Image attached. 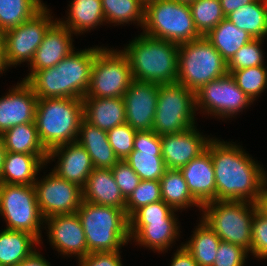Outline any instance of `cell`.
I'll list each match as a JSON object with an SVG mask.
<instances>
[{
    "instance_id": "1",
    "label": "cell",
    "mask_w": 267,
    "mask_h": 266,
    "mask_svg": "<svg viewBox=\"0 0 267 266\" xmlns=\"http://www.w3.org/2000/svg\"><path fill=\"white\" fill-rule=\"evenodd\" d=\"M235 143L212 137L207 146L214 166L216 200L258 203L267 171Z\"/></svg>"
},
{
    "instance_id": "2",
    "label": "cell",
    "mask_w": 267,
    "mask_h": 266,
    "mask_svg": "<svg viewBox=\"0 0 267 266\" xmlns=\"http://www.w3.org/2000/svg\"><path fill=\"white\" fill-rule=\"evenodd\" d=\"M102 46L75 49L56 66L33 73L25 82L38 99H83L90 85L91 69L95 55Z\"/></svg>"
},
{
    "instance_id": "3",
    "label": "cell",
    "mask_w": 267,
    "mask_h": 266,
    "mask_svg": "<svg viewBox=\"0 0 267 266\" xmlns=\"http://www.w3.org/2000/svg\"><path fill=\"white\" fill-rule=\"evenodd\" d=\"M137 36L121 50L129 60L133 79L156 84L177 82L179 45L142 32Z\"/></svg>"
},
{
    "instance_id": "4",
    "label": "cell",
    "mask_w": 267,
    "mask_h": 266,
    "mask_svg": "<svg viewBox=\"0 0 267 266\" xmlns=\"http://www.w3.org/2000/svg\"><path fill=\"white\" fill-rule=\"evenodd\" d=\"M83 118L80 98L38 99L35 124L45 150L49 152L57 146L75 142Z\"/></svg>"
},
{
    "instance_id": "5",
    "label": "cell",
    "mask_w": 267,
    "mask_h": 266,
    "mask_svg": "<svg viewBox=\"0 0 267 266\" xmlns=\"http://www.w3.org/2000/svg\"><path fill=\"white\" fill-rule=\"evenodd\" d=\"M76 213L83 226L88 253L118 251L132 244L129 217L122 209L82 201Z\"/></svg>"
},
{
    "instance_id": "6",
    "label": "cell",
    "mask_w": 267,
    "mask_h": 266,
    "mask_svg": "<svg viewBox=\"0 0 267 266\" xmlns=\"http://www.w3.org/2000/svg\"><path fill=\"white\" fill-rule=\"evenodd\" d=\"M227 73V61L205 36L179 44L177 82L187 89L195 93Z\"/></svg>"
},
{
    "instance_id": "7",
    "label": "cell",
    "mask_w": 267,
    "mask_h": 266,
    "mask_svg": "<svg viewBox=\"0 0 267 266\" xmlns=\"http://www.w3.org/2000/svg\"><path fill=\"white\" fill-rule=\"evenodd\" d=\"M258 209L254 202L215 200L202 206L201 219L222 241L251 253L252 220Z\"/></svg>"
},
{
    "instance_id": "8",
    "label": "cell",
    "mask_w": 267,
    "mask_h": 266,
    "mask_svg": "<svg viewBox=\"0 0 267 266\" xmlns=\"http://www.w3.org/2000/svg\"><path fill=\"white\" fill-rule=\"evenodd\" d=\"M145 35L182 44L200 38L189 4L175 0H156L145 7Z\"/></svg>"
},
{
    "instance_id": "9",
    "label": "cell",
    "mask_w": 267,
    "mask_h": 266,
    "mask_svg": "<svg viewBox=\"0 0 267 266\" xmlns=\"http://www.w3.org/2000/svg\"><path fill=\"white\" fill-rule=\"evenodd\" d=\"M195 93L178 82L159 84L152 130L158 135L180 133L195 126Z\"/></svg>"
},
{
    "instance_id": "10",
    "label": "cell",
    "mask_w": 267,
    "mask_h": 266,
    "mask_svg": "<svg viewBox=\"0 0 267 266\" xmlns=\"http://www.w3.org/2000/svg\"><path fill=\"white\" fill-rule=\"evenodd\" d=\"M0 216L6 222V229L30 233L43 243L44 218L34 185L0 184Z\"/></svg>"
},
{
    "instance_id": "11",
    "label": "cell",
    "mask_w": 267,
    "mask_h": 266,
    "mask_svg": "<svg viewBox=\"0 0 267 266\" xmlns=\"http://www.w3.org/2000/svg\"><path fill=\"white\" fill-rule=\"evenodd\" d=\"M132 80L127 57L117 48L103 46L95 55L85 97L123 98Z\"/></svg>"
},
{
    "instance_id": "12",
    "label": "cell",
    "mask_w": 267,
    "mask_h": 266,
    "mask_svg": "<svg viewBox=\"0 0 267 266\" xmlns=\"http://www.w3.org/2000/svg\"><path fill=\"white\" fill-rule=\"evenodd\" d=\"M51 13L45 5L32 18L1 35L4 41L5 61L9 68H16L24 62L30 65L45 33L58 19H54Z\"/></svg>"
},
{
    "instance_id": "13",
    "label": "cell",
    "mask_w": 267,
    "mask_h": 266,
    "mask_svg": "<svg viewBox=\"0 0 267 266\" xmlns=\"http://www.w3.org/2000/svg\"><path fill=\"white\" fill-rule=\"evenodd\" d=\"M196 110L217 119L232 118L254 104L230 73L208 82L195 92ZM222 117V118H221Z\"/></svg>"
},
{
    "instance_id": "14",
    "label": "cell",
    "mask_w": 267,
    "mask_h": 266,
    "mask_svg": "<svg viewBox=\"0 0 267 266\" xmlns=\"http://www.w3.org/2000/svg\"><path fill=\"white\" fill-rule=\"evenodd\" d=\"M34 187L44 219L53 215L75 214L83 201L82 188L62 179L52 169L42 179L37 178Z\"/></svg>"
},
{
    "instance_id": "15",
    "label": "cell",
    "mask_w": 267,
    "mask_h": 266,
    "mask_svg": "<svg viewBox=\"0 0 267 266\" xmlns=\"http://www.w3.org/2000/svg\"><path fill=\"white\" fill-rule=\"evenodd\" d=\"M44 225L50 245L59 255L74 256L78 260L89 254L83 226L77 213L50 216L44 219Z\"/></svg>"
},
{
    "instance_id": "16",
    "label": "cell",
    "mask_w": 267,
    "mask_h": 266,
    "mask_svg": "<svg viewBox=\"0 0 267 266\" xmlns=\"http://www.w3.org/2000/svg\"><path fill=\"white\" fill-rule=\"evenodd\" d=\"M159 84L132 80L123 95L126 111V123L136 131H149L157 107Z\"/></svg>"
},
{
    "instance_id": "17",
    "label": "cell",
    "mask_w": 267,
    "mask_h": 266,
    "mask_svg": "<svg viewBox=\"0 0 267 266\" xmlns=\"http://www.w3.org/2000/svg\"><path fill=\"white\" fill-rule=\"evenodd\" d=\"M125 161L141 180L160 181L167 169L162 157L161 135L153 130L137 131L133 151Z\"/></svg>"
},
{
    "instance_id": "18",
    "label": "cell",
    "mask_w": 267,
    "mask_h": 266,
    "mask_svg": "<svg viewBox=\"0 0 267 266\" xmlns=\"http://www.w3.org/2000/svg\"><path fill=\"white\" fill-rule=\"evenodd\" d=\"M202 133V134H201ZM212 138L199 132L197 126L180 133L161 135L162 157L166 168L180 169L206 151Z\"/></svg>"
},
{
    "instance_id": "19",
    "label": "cell",
    "mask_w": 267,
    "mask_h": 266,
    "mask_svg": "<svg viewBox=\"0 0 267 266\" xmlns=\"http://www.w3.org/2000/svg\"><path fill=\"white\" fill-rule=\"evenodd\" d=\"M38 97L23 80L0 98V135L14 126L35 122Z\"/></svg>"
},
{
    "instance_id": "20",
    "label": "cell",
    "mask_w": 267,
    "mask_h": 266,
    "mask_svg": "<svg viewBox=\"0 0 267 266\" xmlns=\"http://www.w3.org/2000/svg\"><path fill=\"white\" fill-rule=\"evenodd\" d=\"M73 33L56 20L47 30L42 43L37 48L29 68V73L22 80L26 81L33 73L56 66L62 59L74 51Z\"/></svg>"
},
{
    "instance_id": "21",
    "label": "cell",
    "mask_w": 267,
    "mask_h": 266,
    "mask_svg": "<svg viewBox=\"0 0 267 266\" xmlns=\"http://www.w3.org/2000/svg\"><path fill=\"white\" fill-rule=\"evenodd\" d=\"M53 172L81 188L85 185L94 166L85 148L77 141L57 146L48 152L47 164L57 159Z\"/></svg>"
},
{
    "instance_id": "22",
    "label": "cell",
    "mask_w": 267,
    "mask_h": 266,
    "mask_svg": "<svg viewBox=\"0 0 267 266\" xmlns=\"http://www.w3.org/2000/svg\"><path fill=\"white\" fill-rule=\"evenodd\" d=\"M178 220H156L149 224H129L130 240L154 252H167L178 241L180 227Z\"/></svg>"
},
{
    "instance_id": "23",
    "label": "cell",
    "mask_w": 267,
    "mask_h": 266,
    "mask_svg": "<svg viewBox=\"0 0 267 266\" xmlns=\"http://www.w3.org/2000/svg\"><path fill=\"white\" fill-rule=\"evenodd\" d=\"M191 195L203 206L216 200V184L211 154L206 150L179 169Z\"/></svg>"
},
{
    "instance_id": "24",
    "label": "cell",
    "mask_w": 267,
    "mask_h": 266,
    "mask_svg": "<svg viewBox=\"0 0 267 266\" xmlns=\"http://www.w3.org/2000/svg\"><path fill=\"white\" fill-rule=\"evenodd\" d=\"M82 196L83 201L125 211L126 199L121 194L111 169L94 168L82 187Z\"/></svg>"
},
{
    "instance_id": "25",
    "label": "cell",
    "mask_w": 267,
    "mask_h": 266,
    "mask_svg": "<svg viewBox=\"0 0 267 266\" xmlns=\"http://www.w3.org/2000/svg\"><path fill=\"white\" fill-rule=\"evenodd\" d=\"M83 116L90 124L108 131L126 123L123 98L84 97Z\"/></svg>"
},
{
    "instance_id": "26",
    "label": "cell",
    "mask_w": 267,
    "mask_h": 266,
    "mask_svg": "<svg viewBox=\"0 0 267 266\" xmlns=\"http://www.w3.org/2000/svg\"><path fill=\"white\" fill-rule=\"evenodd\" d=\"M46 161L40 155L6 152L0 184L34 185Z\"/></svg>"
},
{
    "instance_id": "27",
    "label": "cell",
    "mask_w": 267,
    "mask_h": 266,
    "mask_svg": "<svg viewBox=\"0 0 267 266\" xmlns=\"http://www.w3.org/2000/svg\"><path fill=\"white\" fill-rule=\"evenodd\" d=\"M76 141L88 152L94 168L111 169L119 161L109 143L107 131L90 124L84 118L80 122Z\"/></svg>"
},
{
    "instance_id": "28",
    "label": "cell",
    "mask_w": 267,
    "mask_h": 266,
    "mask_svg": "<svg viewBox=\"0 0 267 266\" xmlns=\"http://www.w3.org/2000/svg\"><path fill=\"white\" fill-rule=\"evenodd\" d=\"M69 3L66 20H58L75 36L106 25L101 0H71Z\"/></svg>"
},
{
    "instance_id": "29",
    "label": "cell",
    "mask_w": 267,
    "mask_h": 266,
    "mask_svg": "<svg viewBox=\"0 0 267 266\" xmlns=\"http://www.w3.org/2000/svg\"><path fill=\"white\" fill-rule=\"evenodd\" d=\"M40 241L30 233L4 228L0 231V264L17 266L31 256Z\"/></svg>"
},
{
    "instance_id": "30",
    "label": "cell",
    "mask_w": 267,
    "mask_h": 266,
    "mask_svg": "<svg viewBox=\"0 0 267 266\" xmlns=\"http://www.w3.org/2000/svg\"><path fill=\"white\" fill-rule=\"evenodd\" d=\"M0 136L6 152L40 155L47 162L48 152L40 142L35 122L14 126Z\"/></svg>"
},
{
    "instance_id": "31",
    "label": "cell",
    "mask_w": 267,
    "mask_h": 266,
    "mask_svg": "<svg viewBox=\"0 0 267 266\" xmlns=\"http://www.w3.org/2000/svg\"><path fill=\"white\" fill-rule=\"evenodd\" d=\"M162 200L173 209L182 212L189 207H198L201 213L202 205L191 195L188 185L179 169H166L160 178Z\"/></svg>"
},
{
    "instance_id": "32",
    "label": "cell",
    "mask_w": 267,
    "mask_h": 266,
    "mask_svg": "<svg viewBox=\"0 0 267 266\" xmlns=\"http://www.w3.org/2000/svg\"><path fill=\"white\" fill-rule=\"evenodd\" d=\"M205 37L227 62L241 47L254 39L248 32L237 28L227 18H224Z\"/></svg>"
},
{
    "instance_id": "33",
    "label": "cell",
    "mask_w": 267,
    "mask_h": 266,
    "mask_svg": "<svg viewBox=\"0 0 267 266\" xmlns=\"http://www.w3.org/2000/svg\"><path fill=\"white\" fill-rule=\"evenodd\" d=\"M190 240L183 242V246L192 255L199 266H212L221 239L215 231L201 218L195 226Z\"/></svg>"
},
{
    "instance_id": "34",
    "label": "cell",
    "mask_w": 267,
    "mask_h": 266,
    "mask_svg": "<svg viewBox=\"0 0 267 266\" xmlns=\"http://www.w3.org/2000/svg\"><path fill=\"white\" fill-rule=\"evenodd\" d=\"M237 28L248 32L254 39L267 37V0H255L227 15Z\"/></svg>"
},
{
    "instance_id": "35",
    "label": "cell",
    "mask_w": 267,
    "mask_h": 266,
    "mask_svg": "<svg viewBox=\"0 0 267 266\" xmlns=\"http://www.w3.org/2000/svg\"><path fill=\"white\" fill-rule=\"evenodd\" d=\"M106 24L144 26L145 7L138 0H101Z\"/></svg>"
},
{
    "instance_id": "36",
    "label": "cell",
    "mask_w": 267,
    "mask_h": 266,
    "mask_svg": "<svg viewBox=\"0 0 267 266\" xmlns=\"http://www.w3.org/2000/svg\"><path fill=\"white\" fill-rule=\"evenodd\" d=\"M44 6L42 0H0V35L29 20Z\"/></svg>"
},
{
    "instance_id": "37",
    "label": "cell",
    "mask_w": 267,
    "mask_h": 266,
    "mask_svg": "<svg viewBox=\"0 0 267 266\" xmlns=\"http://www.w3.org/2000/svg\"><path fill=\"white\" fill-rule=\"evenodd\" d=\"M196 30L208 34L224 18L220 0H195L189 4Z\"/></svg>"
},
{
    "instance_id": "38",
    "label": "cell",
    "mask_w": 267,
    "mask_h": 266,
    "mask_svg": "<svg viewBox=\"0 0 267 266\" xmlns=\"http://www.w3.org/2000/svg\"><path fill=\"white\" fill-rule=\"evenodd\" d=\"M237 86L254 102L267 89V66L260 65L236 71H228ZM257 98V99H256Z\"/></svg>"
},
{
    "instance_id": "39",
    "label": "cell",
    "mask_w": 267,
    "mask_h": 266,
    "mask_svg": "<svg viewBox=\"0 0 267 266\" xmlns=\"http://www.w3.org/2000/svg\"><path fill=\"white\" fill-rule=\"evenodd\" d=\"M161 184L158 180H141L126 199L125 212L130 217L140 207L161 201Z\"/></svg>"
},
{
    "instance_id": "40",
    "label": "cell",
    "mask_w": 267,
    "mask_h": 266,
    "mask_svg": "<svg viewBox=\"0 0 267 266\" xmlns=\"http://www.w3.org/2000/svg\"><path fill=\"white\" fill-rule=\"evenodd\" d=\"M262 42H264V39H253L241 47L227 62L228 71L264 65L265 55L262 49Z\"/></svg>"
},
{
    "instance_id": "41",
    "label": "cell",
    "mask_w": 267,
    "mask_h": 266,
    "mask_svg": "<svg viewBox=\"0 0 267 266\" xmlns=\"http://www.w3.org/2000/svg\"><path fill=\"white\" fill-rule=\"evenodd\" d=\"M176 211L161 200L140 207L129 217V224H149V221L156 220H177Z\"/></svg>"
},
{
    "instance_id": "42",
    "label": "cell",
    "mask_w": 267,
    "mask_h": 266,
    "mask_svg": "<svg viewBox=\"0 0 267 266\" xmlns=\"http://www.w3.org/2000/svg\"><path fill=\"white\" fill-rule=\"evenodd\" d=\"M136 132L137 131L127 123L113 127L111 130L107 131L109 143L119 160H125L133 151Z\"/></svg>"
},
{
    "instance_id": "43",
    "label": "cell",
    "mask_w": 267,
    "mask_h": 266,
    "mask_svg": "<svg viewBox=\"0 0 267 266\" xmlns=\"http://www.w3.org/2000/svg\"><path fill=\"white\" fill-rule=\"evenodd\" d=\"M251 254L257 260L267 254V216L259 209L252 220Z\"/></svg>"
},
{
    "instance_id": "44",
    "label": "cell",
    "mask_w": 267,
    "mask_h": 266,
    "mask_svg": "<svg viewBox=\"0 0 267 266\" xmlns=\"http://www.w3.org/2000/svg\"><path fill=\"white\" fill-rule=\"evenodd\" d=\"M248 255L243 247L221 240L212 266H244Z\"/></svg>"
},
{
    "instance_id": "45",
    "label": "cell",
    "mask_w": 267,
    "mask_h": 266,
    "mask_svg": "<svg viewBox=\"0 0 267 266\" xmlns=\"http://www.w3.org/2000/svg\"><path fill=\"white\" fill-rule=\"evenodd\" d=\"M111 170L121 194L127 199L139 185L140 177L125 160H119Z\"/></svg>"
},
{
    "instance_id": "46",
    "label": "cell",
    "mask_w": 267,
    "mask_h": 266,
    "mask_svg": "<svg viewBox=\"0 0 267 266\" xmlns=\"http://www.w3.org/2000/svg\"><path fill=\"white\" fill-rule=\"evenodd\" d=\"M122 251H105L89 253L78 259V266H123Z\"/></svg>"
},
{
    "instance_id": "47",
    "label": "cell",
    "mask_w": 267,
    "mask_h": 266,
    "mask_svg": "<svg viewBox=\"0 0 267 266\" xmlns=\"http://www.w3.org/2000/svg\"><path fill=\"white\" fill-rule=\"evenodd\" d=\"M173 254L170 266H199L192 255L183 246V242Z\"/></svg>"
},
{
    "instance_id": "48",
    "label": "cell",
    "mask_w": 267,
    "mask_h": 266,
    "mask_svg": "<svg viewBox=\"0 0 267 266\" xmlns=\"http://www.w3.org/2000/svg\"><path fill=\"white\" fill-rule=\"evenodd\" d=\"M254 1L255 0H220V4L222 7L223 14L226 17L238 8L248 5Z\"/></svg>"
},
{
    "instance_id": "49",
    "label": "cell",
    "mask_w": 267,
    "mask_h": 266,
    "mask_svg": "<svg viewBox=\"0 0 267 266\" xmlns=\"http://www.w3.org/2000/svg\"><path fill=\"white\" fill-rule=\"evenodd\" d=\"M17 266H51L40 251L36 250L31 256L20 262Z\"/></svg>"
},
{
    "instance_id": "50",
    "label": "cell",
    "mask_w": 267,
    "mask_h": 266,
    "mask_svg": "<svg viewBox=\"0 0 267 266\" xmlns=\"http://www.w3.org/2000/svg\"><path fill=\"white\" fill-rule=\"evenodd\" d=\"M257 204L259 210L267 216V183L263 187L261 196Z\"/></svg>"
},
{
    "instance_id": "51",
    "label": "cell",
    "mask_w": 267,
    "mask_h": 266,
    "mask_svg": "<svg viewBox=\"0 0 267 266\" xmlns=\"http://www.w3.org/2000/svg\"><path fill=\"white\" fill-rule=\"evenodd\" d=\"M9 67L5 61V51H4V41L2 36L0 35V74L5 73Z\"/></svg>"
},
{
    "instance_id": "52",
    "label": "cell",
    "mask_w": 267,
    "mask_h": 266,
    "mask_svg": "<svg viewBox=\"0 0 267 266\" xmlns=\"http://www.w3.org/2000/svg\"><path fill=\"white\" fill-rule=\"evenodd\" d=\"M5 153H6V150L4 148L3 141L0 136V174L3 168Z\"/></svg>"
},
{
    "instance_id": "53",
    "label": "cell",
    "mask_w": 267,
    "mask_h": 266,
    "mask_svg": "<svg viewBox=\"0 0 267 266\" xmlns=\"http://www.w3.org/2000/svg\"><path fill=\"white\" fill-rule=\"evenodd\" d=\"M144 7L155 2L156 0H138Z\"/></svg>"
},
{
    "instance_id": "54",
    "label": "cell",
    "mask_w": 267,
    "mask_h": 266,
    "mask_svg": "<svg viewBox=\"0 0 267 266\" xmlns=\"http://www.w3.org/2000/svg\"><path fill=\"white\" fill-rule=\"evenodd\" d=\"M175 1H178L180 3L190 4V3H192L195 0H175Z\"/></svg>"
}]
</instances>
